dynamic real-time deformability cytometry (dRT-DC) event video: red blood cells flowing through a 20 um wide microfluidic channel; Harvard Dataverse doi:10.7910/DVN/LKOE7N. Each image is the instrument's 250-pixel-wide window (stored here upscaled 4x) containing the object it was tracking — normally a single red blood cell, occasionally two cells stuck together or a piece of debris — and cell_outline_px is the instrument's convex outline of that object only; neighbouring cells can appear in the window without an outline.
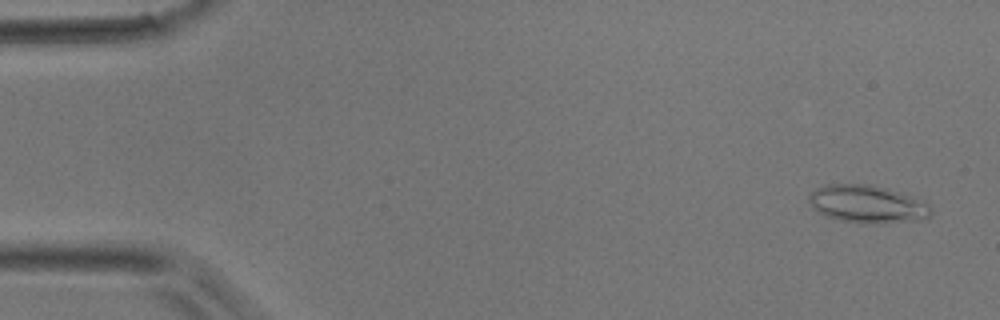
{"species": "common noctule bat (a hibernating species)", "species_latin": "Nyctalus noctula", "temperature_condition": "room temperature", "stored_images_in_passage": 46, "camera_frame_rate_fps": 3000, "um_per_image_px": 0.085, "animal": {"sex": "male", "body_mass_g": 17.9}, "frame": {"image": 1, "passage_image": 2, "time_ms": 0.333, "image_size_px": [1000, 320], "cell_outline_px": [[932, 212], [924, 220], [872, 224], [860, 224], [840, 220], [824, 216], [812, 208], [808, 196], [816, 188], [828, 184], [868, 184], [900, 192], [928, 204], [932, 208]], "centroid_in_image_um": [73.7, 17.37], "position_along_channel_um": 11.3, "area_um2": 26.93}}
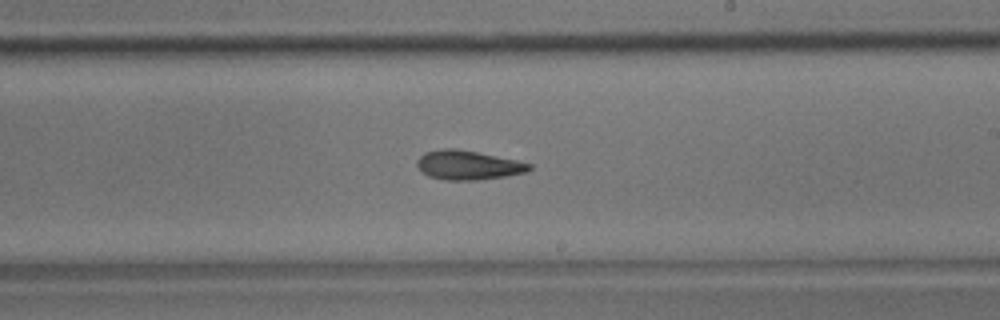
{"frame": {"image": 2, "passage_image": 27, "time_ms": 8.667, "image_size_px": [1000, 320], "cell_outline_px": [[532, 168], [528, 172], [504, 176], [476, 180], [444, 180], [428, 176], [416, 164], [416, 160], [424, 152], [444, 148], [456, 148], [516, 160], [532, 164]], "centroid_in_image_um": [39.78, 14.03], "position_along_channel_um": 249.2, "area_um2": 19.02}}
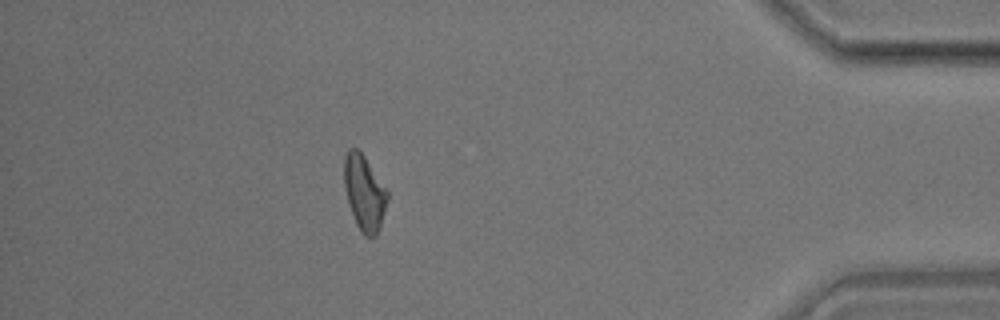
{"frame": {"image": 3, "passage_image": 41, "time_ms": 13.333, "image_size_px": [1000, 320], "cell_outline_px": [[388, 200], [380, 228], [376, 236], [364, 236], [360, 232], [356, 224], [348, 204], [344, 184], [344, 156], [348, 148], [356, 148], [364, 156], [388, 192]], "centroid_in_image_um": [30.96, 16.41], "position_along_channel_um": 404.2, "area_um2": 18.96}}